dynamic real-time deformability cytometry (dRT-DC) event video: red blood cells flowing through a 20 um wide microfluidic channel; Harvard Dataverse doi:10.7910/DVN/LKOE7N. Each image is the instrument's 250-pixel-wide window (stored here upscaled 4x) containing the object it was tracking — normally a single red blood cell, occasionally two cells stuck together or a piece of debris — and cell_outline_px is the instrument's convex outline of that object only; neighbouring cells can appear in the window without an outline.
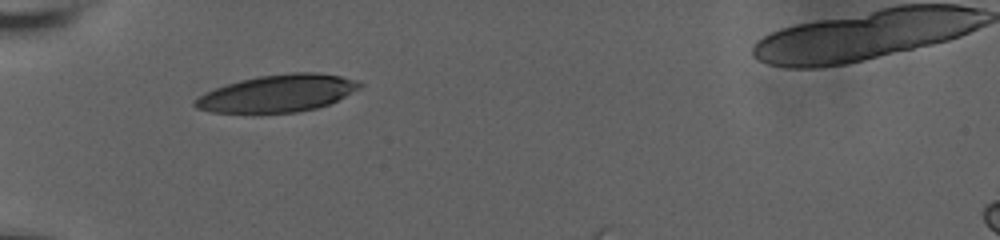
{"species": "human", "species_latin": "Homo sapiens", "temperature_condition": "room temperature", "stored_images_in_passage": 31, "camera_frame_rate_fps": 3000, "um_per_image_px": 0.085, "donor": {"sex": "male"}, "frame": {"image": 1, "passage_image": 1, "time_ms": 0.0, "image_size_px": [1000, 240], "cell_outline_px": [[364, 84], [360, 88], [328, 104], [316, 108], [296, 112], [260, 116], [252, 116], [212, 112], [196, 108], [192, 104], [192, 100], [204, 92], [240, 80], [260, 76], [292, 72], [316, 72], [340, 76], [356, 80]], "centroid_in_image_um": [23.5, 7.99], "position_along_channel_um": 61.5, "area_um2": 36.7}}
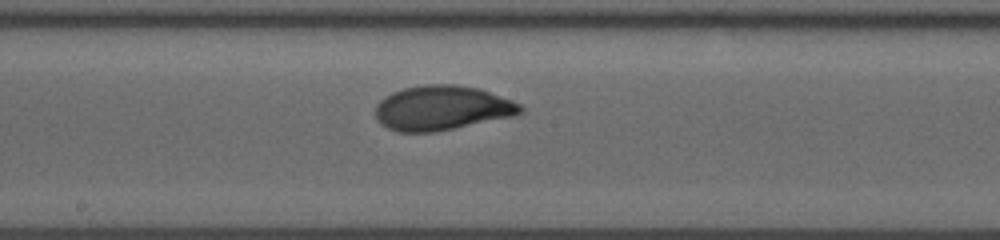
{"frame": {"image": 2, "passage_image": 14, "time_ms": 4.333, "image_size_px": [1000, 240], "cell_outline_px": [[524, 112], [516, 116], [432, 132], [396, 132], [380, 124], [376, 116], [376, 104], [380, 100], [392, 92], [404, 88], [424, 84], [456, 84], [480, 88], [512, 100], [520, 104], [524, 108]], "centroid_in_image_um": [37.59, 9.17], "position_along_channel_um": 210.6, "area_um2": 37.92}}
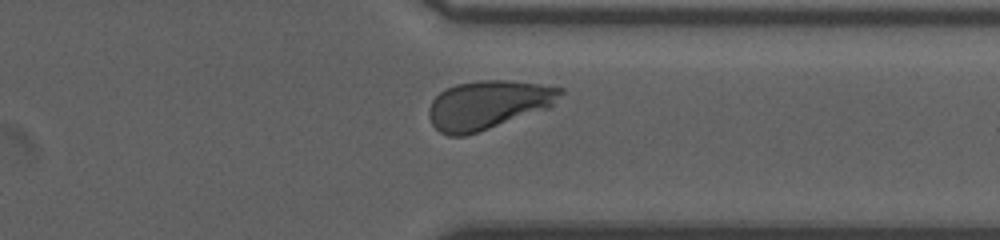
{"frame": {"image": 3, "passage_image": 27, "time_ms": 8.667, "image_size_px": [1000, 240], "cell_outline_px": [[564, 92], [548, 108], [464, 136], [448, 136], [440, 132], [432, 124], [428, 116], [428, 108], [432, 100], [440, 92], [456, 84], [480, 80], [508, 80], [540, 84], [564, 88]], "centroid_in_image_um": [41.45, 8.9], "position_along_channel_um": 369.9, "area_um2": 36.93}, "authors_computed_cell_mechanics": {"area_um2": 36.992, "velocity_mm_per_s": 3.6863, "shape_relaxation_time_tau1_ms": 2.641, "shape_relaxation_time_tau2_ms": null, "deformation_change_tau1": 0.1257, "deformation_change_tau2": null}}